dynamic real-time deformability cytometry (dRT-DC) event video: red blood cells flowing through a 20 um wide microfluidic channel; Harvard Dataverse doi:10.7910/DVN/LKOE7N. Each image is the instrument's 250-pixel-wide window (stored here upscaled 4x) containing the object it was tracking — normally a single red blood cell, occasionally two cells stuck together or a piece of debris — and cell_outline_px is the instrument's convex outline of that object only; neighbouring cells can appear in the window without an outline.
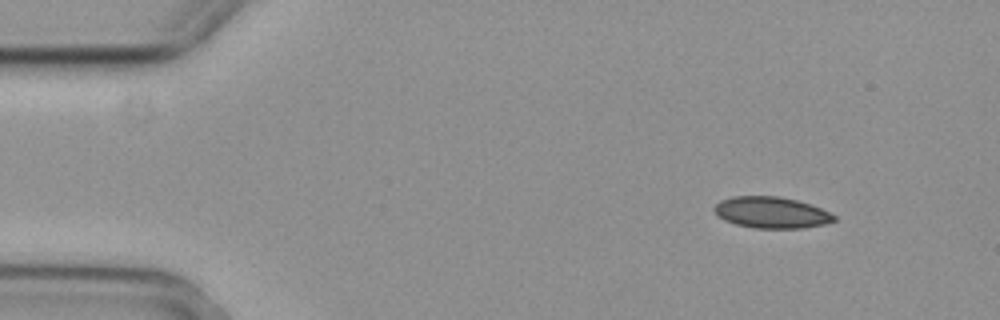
{"species": "common noctule bat (a hibernating species)", "species_latin": "Nyctalus noctula", "temperature_condition": "cold", "stored_images_in_passage": 5, "segment_of_instrument_passage": [1, 2], "camera_frame_rate_fps": 3000, "um_per_image_px": 0.085, "animal": {"sex": "female", "body_mass_g": 29.2, "forearm_length_mm": 56.3}, "frame": {"image": 1, "passage_image": 1, "time_ms": 0.0, "image_size_px": [1000, 320], "cell_outline_px": [[836, 220], [824, 224], [804, 228], [752, 228], [736, 224], [724, 220], [716, 216], [712, 208], [720, 200], [732, 196], [780, 196], [796, 200], [820, 208], [836, 216]], "centroid_in_image_um": [65.51, 18.06], "position_along_channel_um": 19.5, "area_um2": 21.96}}
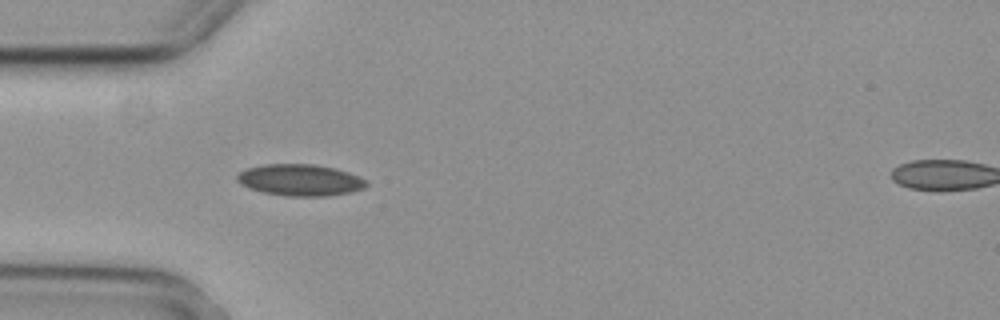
{"frame": {"image": 2, "passage_image": 4, "time_ms": 1.0, "image_size_px": [1000, 320], "cell_outline_px": [[368, 184], [364, 188], [348, 192], [328, 196], [288, 196], [264, 192], [248, 188], [240, 184], [236, 180], [236, 176], [240, 172], [248, 168], [264, 164], [312, 164], [336, 168], [360, 176], [368, 180]], "centroid_in_image_um": [25.52, 15.3], "position_along_channel_um": 59.5, "area_um2": 23.81}}